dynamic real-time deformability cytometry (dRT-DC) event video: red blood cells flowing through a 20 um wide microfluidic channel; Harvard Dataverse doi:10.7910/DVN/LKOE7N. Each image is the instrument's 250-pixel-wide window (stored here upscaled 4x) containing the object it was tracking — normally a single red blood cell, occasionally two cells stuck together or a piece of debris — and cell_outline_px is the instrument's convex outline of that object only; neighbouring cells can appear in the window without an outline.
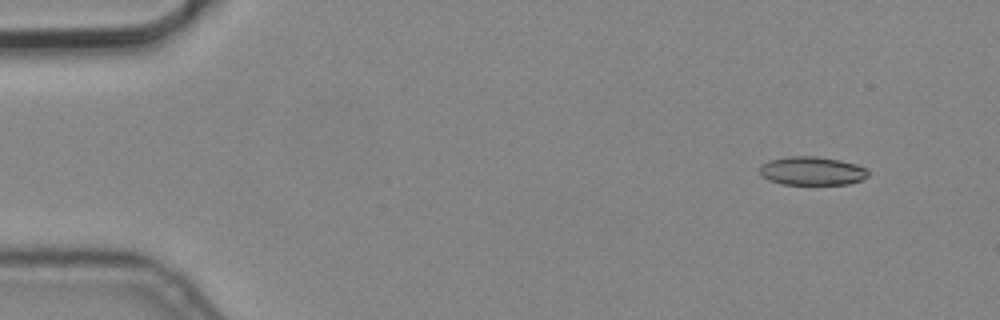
{"species": "common noctule bat (a hibernating species)", "species_latin": "Nyctalus noctula", "temperature_condition": "cold", "stored_images_in_passage": 9, "camera_frame_rate_fps": 3000, "um_per_image_px": 0.085, "animal": {"sex": "male", "body_mass_g": 19.2, "forearm_length_mm": 51.8}, "frame": {"image": 1, "passage_image": 1, "time_ms": 0.0, "image_size_px": [1000, 320], "cell_outline_px": [[868, 176], [860, 180], [848, 184], [780, 184], [768, 180], [760, 176], [760, 168], [764, 164], [772, 160], [788, 156], [816, 156], [840, 160], [856, 164], [868, 168]], "centroid_in_image_um": [69.04, 14.53], "position_along_channel_um": 16.0, "area_um2": 18.03}}
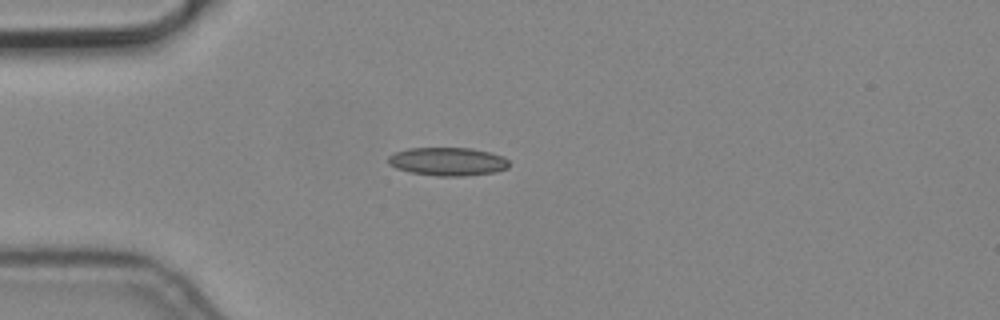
{"frame": {"image": 2, "passage_image": 4, "time_ms": 1.0, "image_size_px": [1000, 320], "cell_outline_px": [[508, 168], [496, 172], [464, 176], [436, 176], [408, 172], [396, 168], [388, 164], [388, 156], [392, 152], [408, 148], [472, 148], [504, 156], [508, 160]], "centroid_in_image_um": [38.02, 13.73], "position_along_channel_um": 47.0, "area_um2": 20.17}}